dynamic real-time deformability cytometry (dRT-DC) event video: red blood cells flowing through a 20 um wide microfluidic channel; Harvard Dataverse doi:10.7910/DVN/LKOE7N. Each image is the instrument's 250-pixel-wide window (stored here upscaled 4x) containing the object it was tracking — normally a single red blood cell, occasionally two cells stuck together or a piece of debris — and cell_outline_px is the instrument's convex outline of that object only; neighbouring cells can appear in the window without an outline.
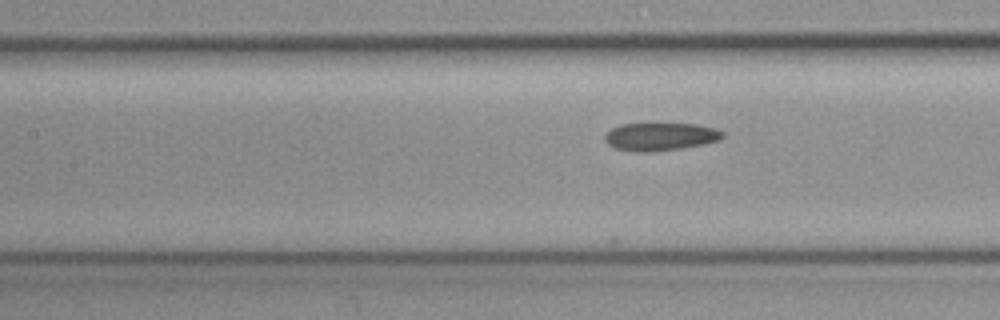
{"species": "common noctule bat (a hibernating species)", "species_latin": "Nyctalus noctula", "temperature_condition": "cold", "stored_images_in_passage": 33, "camera_frame_rate_fps": 3000, "um_per_image_px": 0.085, "animal": {"sex": "female", "body_mass_g": 19.3, "forearm_length_mm": 54.1}, "frame": {"image": 1, "passage_image": 8, "time_ms": 2.333, "image_size_px": [1000, 320], "cell_outline_px": [[724, 136], [720, 140], [704, 144], [680, 148], [652, 152], [640, 152], [616, 148], [608, 144], [604, 140], [604, 136], [612, 128], [620, 124], [696, 124], [716, 128], [724, 132]], "centroid_in_image_um": [56.15, 11.61], "position_along_channel_um": 151.2, "area_um2": 19.07}}
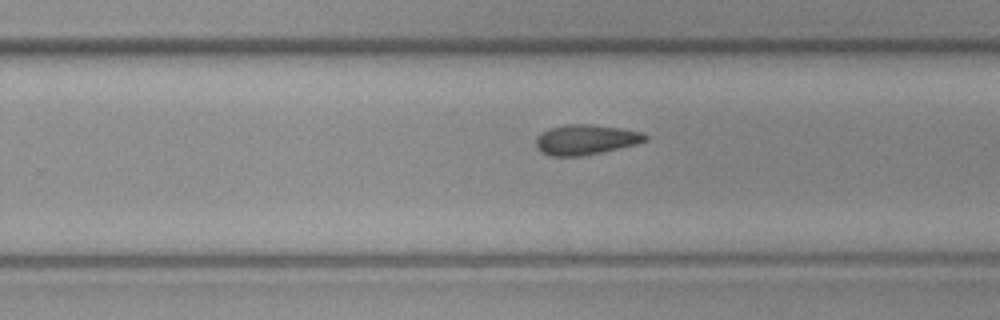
{"frame": {"image": 2, "passage_image": 17, "time_ms": 5.333, "image_size_px": [1000, 320], "cell_outline_px": [[648, 140], [636, 144], [584, 156], [548, 156], [540, 152], [536, 144], [536, 136], [540, 132], [564, 124], [592, 124], [620, 128], [644, 132], [648, 136]], "centroid_in_image_um": [49.78, 11.87], "position_along_channel_um": 280.0, "area_um2": 19.36}}
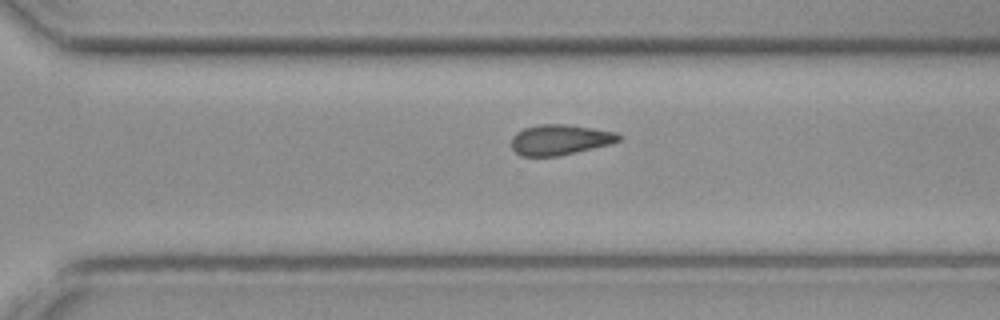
{"frame": {"image": 3, "passage_image": 20, "time_ms": 6.333, "image_size_px": [1000, 320], "cell_outline_px": [[620, 140], [612, 144], [576, 152], [556, 156], [520, 156], [512, 148], [512, 136], [516, 132], [524, 128], [540, 124], [568, 124], [616, 132], [620, 136]], "centroid_in_image_um": [47.59, 11.87], "position_along_channel_um": 323.0, "area_um2": 19.02}}